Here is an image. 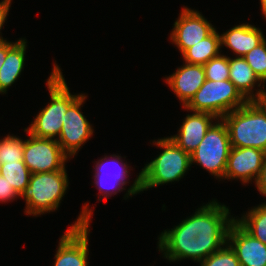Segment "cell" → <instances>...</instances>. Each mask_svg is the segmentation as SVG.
I'll list each match as a JSON object with an SVG mask.
<instances>
[{
	"mask_svg": "<svg viewBox=\"0 0 266 266\" xmlns=\"http://www.w3.org/2000/svg\"><path fill=\"white\" fill-rule=\"evenodd\" d=\"M228 215L229 209L215 200L202 206L192 217L161 234L159 250L166 251L165 257L170 261L189 257L202 261L228 244V231L235 221L229 220Z\"/></svg>",
	"mask_w": 266,
	"mask_h": 266,
	"instance_id": "1",
	"label": "cell"
},
{
	"mask_svg": "<svg viewBox=\"0 0 266 266\" xmlns=\"http://www.w3.org/2000/svg\"><path fill=\"white\" fill-rule=\"evenodd\" d=\"M156 144L164 151L142 169L128 190L127 196L160 184L177 181L191 166V154L183 151L171 138L157 140Z\"/></svg>",
	"mask_w": 266,
	"mask_h": 266,
	"instance_id": "2",
	"label": "cell"
},
{
	"mask_svg": "<svg viewBox=\"0 0 266 266\" xmlns=\"http://www.w3.org/2000/svg\"><path fill=\"white\" fill-rule=\"evenodd\" d=\"M231 147H252L266 152V111L257 101H248L221 118Z\"/></svg>",
	"mask_w": 266,
	"mask_h": 266,
	"instance_id": "3",
	"label": "cell"
},
{
	"mask_svg": "<svg viewBox=\"0 0 266 266\" xmlns=\"http://www.w3.org/2000/svg\"><path fill=\"white\" fill-rule=\"evenodd\" d=\"M51 103L37 115L28 131L35 137L53 139L60 135L68 107L80 96L71 95L60 68L56 65L47 80Z\"/></svg>",
	"mask_w": 266,
	"mask_h": 266,
	"instance_id": "4",
	"label": "cell"
},
{
	"mask_svg": "<svg viewBox=\"0 0 266 266\" xmlns=\"http://www.w3.org/2000/svg\"><path fill=\"white\" fill-rule=\"evenodd\" d=\"M248 101L228 79L223 81L207 80L183 107L194 112L209 113L224 117L231 111L244 106Z\"/></svg>",
	"mask_w": 266,
	"mask_h": 266,
	"instance_id": "5",
	"label": "cell"
},
{
	"mask_svg": "<svg viewBox=\"0 0 266 266\" xmlns=\"http://www.w3.org/2000/svg\"><path fill=\"white\" fill-rule=\"evenodd\" d=\"M68 179L65 168L54 172L31 173L26 192V213L38 215L58 208L67 190Z\"/></svg>",
	"mask_w": 266,
	"mask_h": 266,
	"instance_id": "6",
	"label": "cell"
},
{
	"mask_svg": "<svg viewBox=\"0 0 266 266\" xmlns=\"http://www.w3.org/2000/svg\"><path fill=\"white\" fill-rule=\"evenodd\" d=\"M231 149L227 127L221 123L211 125L198 147L191 153V163H199L216 177H224Z\"/></svg>",
	"mask_w": 266,
	"mask_h": 266,
	"instance_id": "7",
	"label": "cell"
},
{
	"mask_svg": "<svg viewBox=\"0 0 266 266\" xmlns=\"http://www.w3.org/2000/svg\"><path fill=\"white\" fill-rule=\"evenodd\" d=\"M25 140L23 162L31 173L54 172L65 168L68 158L57 139L39 138L30 134Z\"/></svg>",
	"mask_w": 266,
	"mask_h": 266,
	"instance_id": "8",
	"label": "cell"
},
{
	"mask_svg": "<svg viewBox=\"0 0 266 266\" xmlns=\"http://www.w3.org/2000/svg\"><path fill=\"white\" fill-rule=\"evenodd\" d=\"M85 98L86 96L81 94L68 107L62 122L59 140L57 139L62 151L69 156H74L80 146L93 134L91 125L79 111Z\"/></svg>",
	"mask_w": 266,
	"mask_h": 266,
	"instance_id": "9",
	"label": "cell"
},
{
	"mask_svg": "<svg viewBox=\"0 0 266 266\" xmlns=\"http://www.w3.org/2000/svg\"><path fill=\"white\" fill-rule=\"evenodd\" d=\"M171 40L183 54L207 37L215 28L197 11L185 8L174 23Z\"/></svg>",
	"mask_w": 266,
	"mask_h": 266,
	"instance_id": "10",
	"label": "cell"
},
{
	"mask_svg": "<svg viewBox=\"0 0 266 266\" xmlns=\"http://www.w3.org/2000/svg\"><path fill=\"white\" fill-rule=\"evenodd\" d=\"M266 152L252 147H231L224 178H240L243 183L257 180Z\"/></svg>",
	"mask_w": 266,
	"mask_h": 266,
	"instance_id": "11",
	"label": "cell"
},
{
	"mask_svg": "<svg viewBox=\"0 0 266 266\" xmlns=\"http://www.w3.org/2000/svg\"><path fill=\"white\" fill-rule=\"evenodd\" d=\"M227 241H231L230 246L241 266H266V245L251 236L236 221L229 228Z\"/></svg>",
	"mask_w": 266,
	"mask_h": 266,
	"instance_id": "12",
	"label": "cell"
},
{
	"mask_svg": "<svg viewBox=\"0 0 266 266\" xmlns=\"http://www.w3.org/2000/svg\"><path fill=\"white\" fill-rule=\"evenodd\" d=\"M215 118L217 119L212 114L202 112L187 115L180 127L179 134L169 138L183 151L191 154L198 147L211 127V121Z\"/></svg>",
	"mask_w": 266,
	"mask_h": 266,
	"instance_id": "13",
	"label": "cell"
},
{
	"mask_svg": "<svg viewBox=\"0 0 266 266\" xmlns=\"http://www.w3.org/2000/svg\"><path fill=\"white\" fill-rule=\"evenodd\" d=\"M166 81L185 106L206 81L205 70L203 65L185 63Z\"/></svg>",
	"mask_w": 266,
	"mask_h": 266,
	"instance_id": "14",
	"label": "cell"
},
{
	"mask_svg": "<svg viewBox=\"0 0 266 266\" xmlns=\"http://www.w3.org/2000/svg\"><path fill=\"white\" fill-rule=\"evenodd\" d=\"M264 40L260 29L249 24H241L222 34L221 45L231 48L239 57H243Z\"/></svg>",
	"mask_w": 266,
	"mask_h": 266,
	"instance_id": "15",
	"label": "cell"
},
{
	"mask_svg": "<svg viewBox=\"0 0 266 266\" xmlns=\"http://www.w3.org/2000/svg\"><path fill=\"white\" fill-rule=\"evenodd\" d=\"M229 66V80L235 85L241 95L244 98L246 97L247 101H255L254 94H251L252 88H254L255 82H261V80L243 57L229 58Z\"/></svg>",
	"mask_w": 266,
	"mask_h": 266,
	"instance_id": "16",
	"label": "cell"
},
{
	"mask_svg": "<svg viewBox=\"0 0 266 266\" xmlns=\"http://www.w3.org/2000/svg\"><path fill=\"white\" fill-rule=\"evenodd\" d=\"M26 42L25 39L19 40L7 52V56L0 69V93L6 92V89L15 82L21 74L25 61Z\"/></svg>",
	"mask_w": 266,
	"mask_h": 266,
	"instance_id": "17",
	"label": "cell"
},
{
	"mask_svg": "<svg viewBox=\"0 0 266 266\" xmlns=\"http://www.w3.org/2000/svg\"><path fill=\"white\" fill-rule=\"evenodd\" d=\"M221 36L214 29L207 37L188 48L183 54L185 63L204 65L219 56Z\"/></svg>",
	"mask_w": 266,
	"mask_h": 266,
	"instance_id": "18",
	"label": "cell"
},
{
	"mask_svg": "<svg viewBox=\"0 0 266 266\" xmlns=\"http://www.w3.org/2000/svg\"><path fill=\"white\" fill-rule=\"evenodd\" d=\"M0 175L6 178V181L22 197L27 190L31 172L23 161H16L2 164Z\"/></svg>",
	"mask_w": 266,
	"mask_h": 266,
	"instance_id": "19",
	"label": "cell"
},
{
	"mask_svg": "<svg viewBox=\"0 0 266 266\" xmlns=\"http://www.w3.org/2000/svg\"><path fill=\"white\" fill-rule=\"evenodd\" d=\"M235 221L251 236L266 245V204L250 210L247 216Z\"/></svg>",
	"mask_w": 266,
	"mask_h": 266,
	"instance_id": "20",
	"label": "cell"
},
{
	"mask_svg": "<svg viewBox=\"0 0 266 266\" xmlns=\"http://www.w3.org/2000/svg\"><path fill=\"white\" fill-rule=\"evenodd\" d=\"M114 157H116L115 159L113 158V160H112V163H114V164H116V162L117 163H119V160H120V156H115V155H113ZM104 160H105V162H103V163H97V165H96V169L95 170H97V173L95 172V182H96V185H98L99 187V190H100V193L105 189H103V187L105 186L104 184H106L107 182H106V180H105V182H104V178L102 177V176H104V174H106V172L103 170L102 171V169L104 168V167H106V165H105V163H107L108 164V160H106V157L105 158H103ZM117 165V164H116ZM122 165L123 166H125V167H123L119 172H115L113 175H111V173H108V174H106L105 176H106V178H107V176L108 177H111V179L113 178L114 180V183H115V186L114 187H117L116 188V190H121V189H123L122 188V186H124L127 182L125 181V178L127 177V175H128V171H127V165L124 163H122ZM104 173V174H103ZM103 174V175H102ZM107 179H109V178H107ZM121 186V187H120ZM111 187H112V185H111ZM111 187H108L109 188V190H107L108 188H106V191H103L102 192V194L104 195V197L106 196H108L109 197V195L111 196V194H112V192H110V188ZM114 187H112V188H114ZM106 194V195H105Z\"/></svg>",
	"mask_w": 266,
	"mask_h": 266,
	"instance_id": "21",
	"label": "cell"
},
{
	"mask_svg": "<svg viewBox=\"0 0 266 266\" xmlns=\"http://www.w3.org/2000/svg\"><path fill=\"white\" fill-rule=\"evenodd\" d=\"M25 141L17 138L16 136H10L0 140V159L2 163L23 161Z\"/></svg>",
	"mask_w": 266,
	"mask_h": 266,
	"instance_id": "22",
	"label": "cell"
},
{
	"mask_svg": "<svg viewBox=\"0 0 266 266\" xmlns=\"http://www.w3.org/2000/svg\"><path fill=\"white\" fill-rule=\"evenodd\" d=\"M207 80L223 81L229 79V57L219 55L203 65Z\"/></svg>",
	"mask_w": 266,
	"mask_h": 266,
	"instance_id": "23",
	"label": "cell"
},
{
	"mask_svg": "<svg viewBox=\"0 0 266 266\" xmlns=\"http://www.w3.org/2000/svg\"><path fill=\"white\" fill-rule=\"evenodd\" d=\"M243 58L263 82L266 78V40L245 54Z\"/></svg>",
	"mask_w": 266,
	"mask_h": 266,
	"instance_id": "24",
	"label": "cell"
},
{
	"mask_svg": "<svg viewBox=\"0 0 266 266\" xmlns=\"http://www.w3.org/2000/svg\"><path fill=\"white\" fill-rule=\"evenodd\" d=\"M201 266H241L240 262L231 248L227 246L226 248H220L213 254L201 261Z\"/></svg>",
	"mask_w": 266,
	"mask_h": 266,
	"instance_id": "25",
	"label": "cell"
},
{
	"mask_svg": "<svg viewBox=\"0 0 266 266\" xmlns=\"http://www.w3.org/2000/svg\"><path fill=\"white\" fill-rule=\"evenodd\" d=\"M20 196L15 189L6 181L2 175H0V201L6 202L14 199V197Z\"/></svg>",
	"mask_w": 266,
	"mask_h": 266,
	"instance_id": "26",
	"label": "cell"
},
{
	"mask_svg": "<svg viewBox=\"0 0 266 266\" xmlns=\"http://www.w3.org/2000/svg\"><path fill=\"white\" fill-rule=\"evenodd\" d=\"M256 186L260 193L266 196V155L262 164L261 172L256 180Z\"/></svg>",
	"mask_w": 266,
	"mask_h": 266,
	"instance_id": "27",
	"label": "cell"
},
{
	"mask_svg": "<svg viewBox=\"0 0 266 266\" xmlns=\"http://www.w3.org/2000/svg\"><path fill=\"white\" fill-rule=\"evenodd\" d=\"M11 0H3L0 2V30L3 27V24L6 20V17L9 12V7H10ZM3 37H0V42H3Z\"/></svg>",
	"mask_w": 266,
	"mask_h": 266,
	"instance_id": "28",
	"label": "cell"
},
{
	"mask_svg": "<svg viewBox=\"0 0 266 266\" xmlns=\"http://www.w3.org/2000/svg\"><path fill=\"white\" fill-rule=\"evenodd\" d=\"M16 43H9L7 41L0 42V69L4 63V60L7 56V52L15 45Z\"/></svg>",
	"mask_w": 266,
	"mask_h": 266,
	"instance_id": "29",
	"label": "cell"
},
{
	"mask_svg": "<svg viewBox=\"0 0 266 266\" xmlns=\"http://www.w3.org/2000/svg\"><path fill=\"white\" fill-rule=\"evenodd\" d=\"M255 101H257L263 107V109L266 111V92L265 91L260 89L257 92V95L255 97Z\"/></svg>",
	"mask_w": 266,
	"mask_h": 266,
	"instance_id": "30",
	"label": "cell"
},
{
	"mask_svg": "<svg viewBox=\"0 0 266 266\" xmlns=\"http://www.w3.org/2000/svg\"><path fill=\"white\" fill-rule=\"evenodd\" d=\"M260 2H261L262 12L266 17V0H260Z\"/></svg>",
	"mask_w": 266,
	"mask_h": 266,
	"instance_id": "31",
	"label": "cell"
},
{
	"mask_svg": "<svg viewBox=\"0 0 266 266\" xmlns=\"http://www.w3.org/2000/svg\"><path fill=\"white\" fill-rule=\"evenodd\" d=\"M2 161H1V159H0V172H1V168H2Z\"/></svg>",
	"mask_w": 266,
	"mask_h": 266,
	"instance_id": "32",
	"label": "cell"
}]
</instances>
